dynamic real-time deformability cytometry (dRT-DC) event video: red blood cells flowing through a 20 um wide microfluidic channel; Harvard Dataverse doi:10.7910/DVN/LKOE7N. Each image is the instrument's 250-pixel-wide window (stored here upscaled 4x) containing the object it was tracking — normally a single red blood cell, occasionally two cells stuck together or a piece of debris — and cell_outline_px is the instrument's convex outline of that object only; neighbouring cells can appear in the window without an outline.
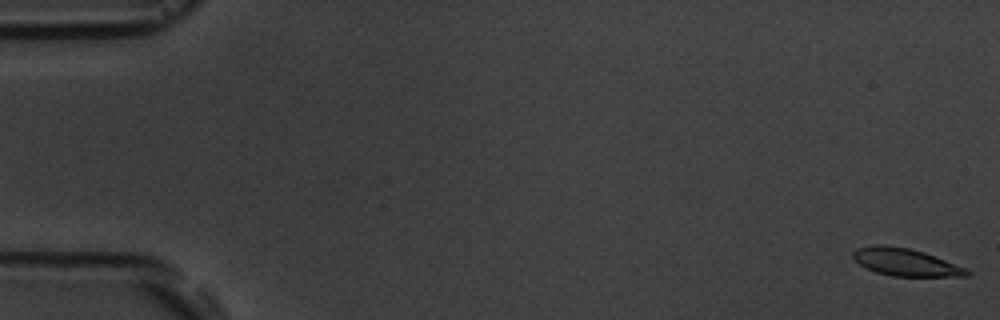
{"species": "common noctule bat (a hibernating species)", "species_latin": "Nyctalus noctula", "temperature_condition": "room temperature", "stored_images_in_passage": 5, "camera_frame_rate_fps": 3000, "um_per_image_px": 0.085, "animal": {"sex": "male", "body_mass_g": 19.5, "forearm_length_mm": 54.6}, "frame": {"image": 1, "passage_image": 1, "time_ms": 0.0, "image_size_px": [1000, 320], "cell_outline_px": [[972, 272], [968, 276], [892, 276], [876, 272], [860, 264], [852, 256], [852, 252], [856, 248], [872, 244], [884, 244], [908, 248], [924, 252], [964, 268]], "centroid_in_image_um": [76.92, 22.27], "position_along_channel_um": 8.1, "area_um2": 18.03}}